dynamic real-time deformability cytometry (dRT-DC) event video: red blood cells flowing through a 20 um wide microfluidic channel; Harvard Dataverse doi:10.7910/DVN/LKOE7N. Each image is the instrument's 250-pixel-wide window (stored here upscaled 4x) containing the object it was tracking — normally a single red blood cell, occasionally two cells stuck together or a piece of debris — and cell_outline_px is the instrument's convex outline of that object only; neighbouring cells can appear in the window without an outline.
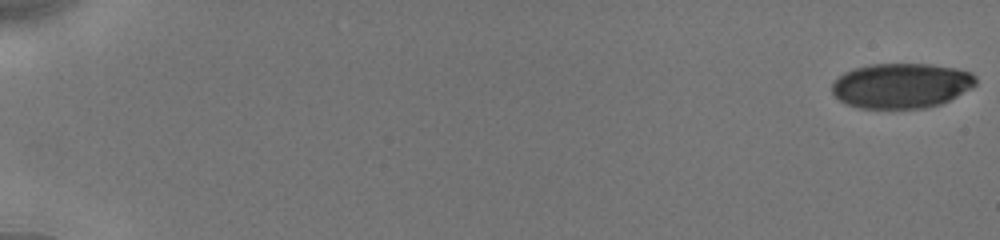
{"species": "human", "species_latin": "Homo sapiens", "temperature_condition": "cold", "stored_images_in_passage": 22, "camera_frame_rate_fps": 3000, "um_per_image_px": 0.085, "donor": {"sex": "male"}, "frame": {"image": 1, "passage_image": 1, "time_ms": 0.0, "image_size_px": [1000, 240], "cell_outline_px": [[976, 84], [956, 96], [940, 104], [924, 108], [860, 108], [848, 104], [840, 100], [832, 92], [832, 84], [844, 72], [852, 68], [872, 64], [928, 64], [956, 68], [972, 72], [976, 76]], "centroid_in_image_um": [76.61, 7.27], "position_along_channel_um": 8.4, "area_um2": 37.57}}
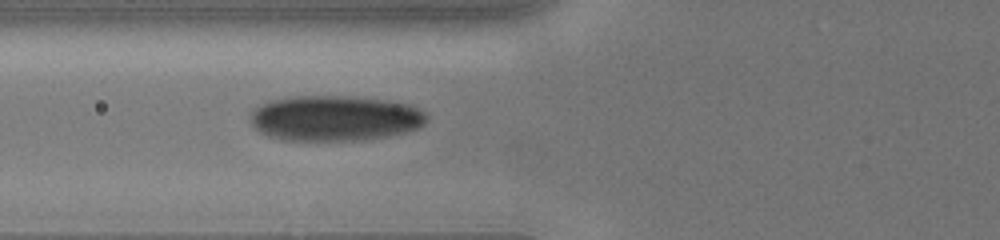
{"frame": {"image": 2, "passage_image": 19, "time_ms": 7.333, "image_size_px": [1000, 240], "cell_outline_px": [[428, 120], [420, 128], [388, 136], [356, 140], [280, 140], [268, 136], [260, 132], [252, 124], [252, 112], [260, 104], [272, 100], [292, 96], [348, 96], [412, 104], [424, 112], [428, 116]], "centroid_in_image_um": [28.49, 10.05], "position_along_channel_um": 97.3, "area_um2": 46.59}}
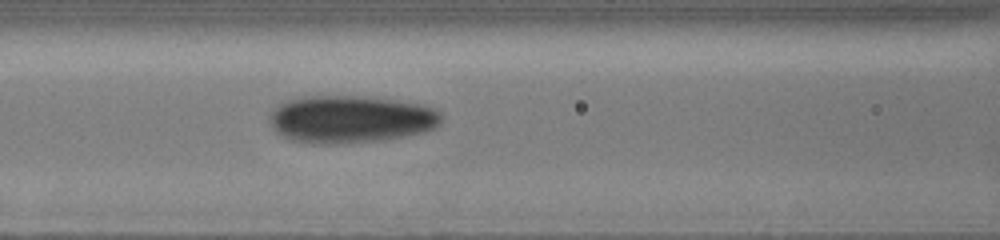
{"frame": {"image": 3, "passage_image": 22, "time_ms": 8.333, "image_size_px": [1000, 240], "cell_outline_px": [[440, 124], [436, 128], [404, 136], [372, 140], [292, 140], [276, 132], [272, 128], [268, 120], [268, 116], [280, 104], [288, 100], [304, 96], [360, 96], [396, 100], [424, 104], [440, 112]], "centroid_in_image_um": [29.83, 10.06], "position_along_channel_um": 136.8, "area_um2": 45.84}}